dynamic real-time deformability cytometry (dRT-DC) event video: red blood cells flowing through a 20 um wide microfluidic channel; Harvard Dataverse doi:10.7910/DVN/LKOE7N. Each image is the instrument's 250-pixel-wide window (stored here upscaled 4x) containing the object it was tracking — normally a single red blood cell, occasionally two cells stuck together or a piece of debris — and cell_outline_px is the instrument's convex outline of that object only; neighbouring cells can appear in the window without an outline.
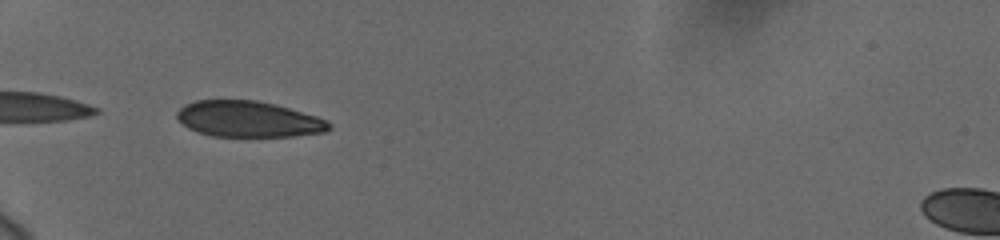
{"species": "human", "species_latin": "Homo sapiens", "temperature_condition": "cold", "stored_images_in_passage": 8, "camera_frame_rate_fps": 3000, "um_per_image_px": 0.085, "donor": {"sex": "female"}, "frame": {"image": 1, "passage_image": 1, "time_ms": 0.0, "image_size_px": [1000, 240], "cell_outline_px": [[332, 128], [324, 132], [292, 136], [212, 136], [196, 132], [188, 128], [176, 116], [176, 112], [184, 104], [196, 100], [256, 100], [276, 104], [316, 116], [328, 120], [332, 124]], "centroid_in_image_um": [21.12, 10.12], "position_along_channel_um": 63.9, "area_um2": 31.96}}
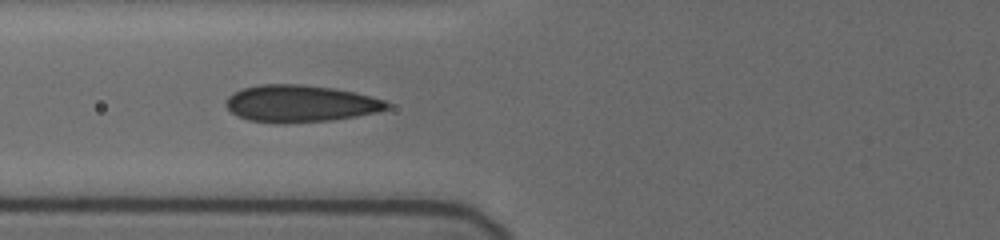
{"frame": {"image": 2, "passage_image": 5, "time_ms": 1.333, "image_size_px": [1000, 240], "cell_outline_px": [[388, 108], [376, 112], [356, 116], [332, 120], [284, 124], [276, 124], [248, 120], [236, 116], [224, 104], [224, 100], [232, 92], [244, 88], [260, 84], [300, 84], [332, 88], [352, 92], [384, 100], [388, 104]], "centroid_in_image_um": [25.43, 8.82], "position_along_channel_um": 100.4, "area_um2": 34.8}}
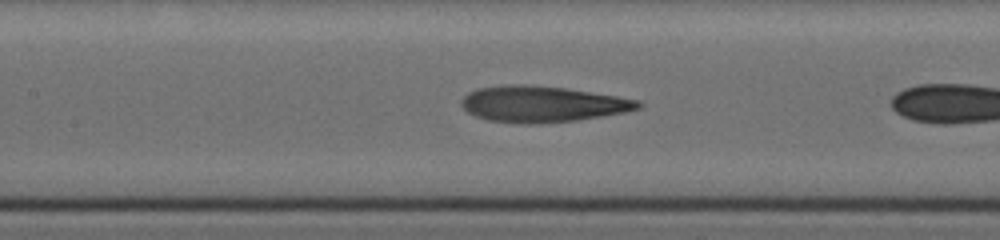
{"frame": {"image": 3, "passage_image": 7, "time_ms": 2.0, "image_size_px": [1000, 240], "cell_outline_px": [[644, 104], [640, 108], [624, 112], [576, 120], [532, 124], [528, 124], [488, 120], [476, 116], [468, 112], [460, 104], [460, 100], [468, 92], [480, 88], [512, 84], [520, 84], [564, 88], [616, 96], [640, 100]], "centroid_in_image_um": [46.09, 8.84], "position_along_channel_um": 161.3, "area_um2": 36.76}}